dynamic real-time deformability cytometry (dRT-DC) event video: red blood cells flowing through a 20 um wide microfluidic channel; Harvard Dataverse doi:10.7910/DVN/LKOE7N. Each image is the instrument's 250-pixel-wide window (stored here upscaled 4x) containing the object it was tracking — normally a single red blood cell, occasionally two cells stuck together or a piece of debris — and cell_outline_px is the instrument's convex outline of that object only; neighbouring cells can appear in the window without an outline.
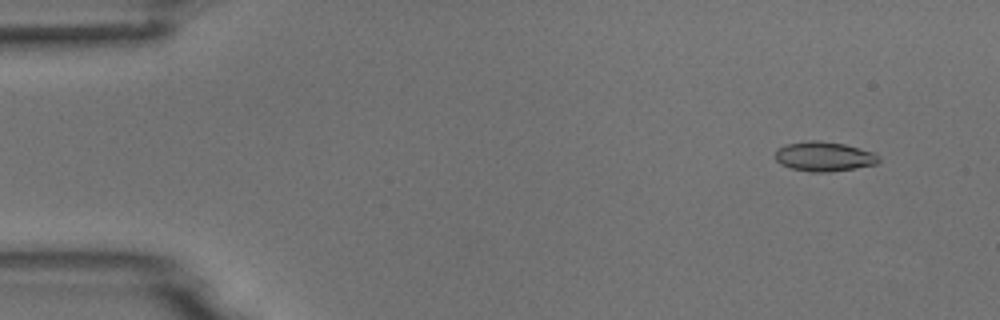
{"species": "common noctule bat (a hibernating species)", "species_latin": "Nyctalus noctula", "temperature_condition": "room temperature", "stored_images_in_passage": 5, "camera_frame_rate_fps": 3000, "um_per_image_px": 0.085, "animal": {"sex": "male", "body_mass_g": 18.8}, "frame": {"image": 1, "passage_image": 2, "time_ms": 1.333, "image_size_px": [1000, 320], "cell_outline_px": [[880, 160], [876, 164], [856, 168], [828, 172], [812, 172], [792, 168], [780, 164], [772, 156], [776, 148], [784, 144], [808, 140], [816, 140], [844, 144], [872, 152]], "centroid_in_image_um": [69.95, 13.29], "position_along_channel_um": 15.0, "area_um2": 17.92}}
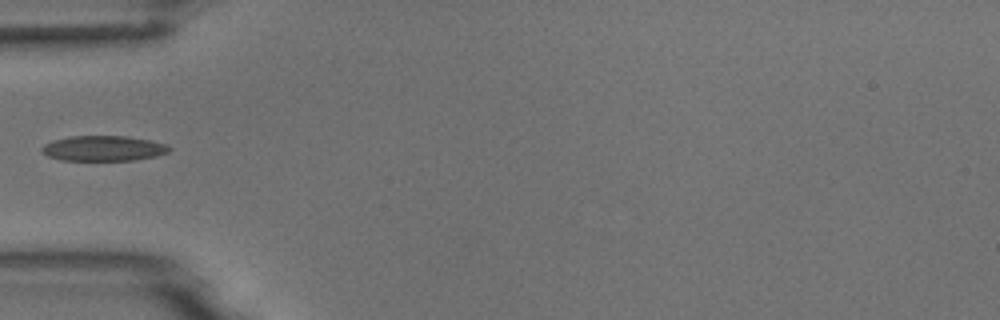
{"frame": {"image": 2, "passage_image": 5, "time_ms": 5.667, "image_size_px": [1000, 320], "cell_outline_px": [[172, 148], [168, 152], [156, 156], [132, 160], [60, 160], [48, 156], [40, 152], [40, 148], [44, 144], [52, 140], [72, 136], [128, 136], [152, 140], [168, 144]], "centroid_in_image_um": [8.79, 12.6], "position_along_channel_um": 76.2, "area_um2": 18.96}}